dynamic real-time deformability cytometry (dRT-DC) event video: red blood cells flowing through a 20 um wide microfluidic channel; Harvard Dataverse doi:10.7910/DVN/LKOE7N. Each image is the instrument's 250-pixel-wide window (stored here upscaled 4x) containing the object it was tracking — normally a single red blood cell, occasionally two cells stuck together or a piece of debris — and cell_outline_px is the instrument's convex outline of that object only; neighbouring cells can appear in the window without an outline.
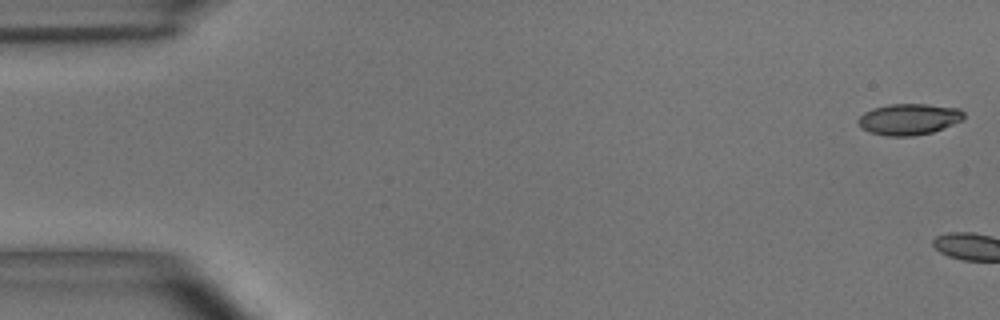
{"species": "common noctule bat (a hibernating species)", "species_latin": "Nyctalus noctula", "temperature_condition": "room temperature", "stored_images_in_passage": 4, "camera_frame_rate_fps": 3000, "um_per_image_px": 0.085, "animal": {"sex": "male", "body_mass_g": 15.6}, "frame": {"image": 1, "passage_image": 1, "time_ms": 0.0, "image_size_px": [1000, 320], "cell_outline_px": [[964, 120], [932, 132], [912, 136], [888, 136], [868, 132], [856, 120], [864, 112], [872, 108], [888, 104], [924, 104], [960, 108], [964, 112]], "centroid_in_image_um": [77.27, 10.12], "position_along_channel_um": 7.7, "area_um2": 19.25}}